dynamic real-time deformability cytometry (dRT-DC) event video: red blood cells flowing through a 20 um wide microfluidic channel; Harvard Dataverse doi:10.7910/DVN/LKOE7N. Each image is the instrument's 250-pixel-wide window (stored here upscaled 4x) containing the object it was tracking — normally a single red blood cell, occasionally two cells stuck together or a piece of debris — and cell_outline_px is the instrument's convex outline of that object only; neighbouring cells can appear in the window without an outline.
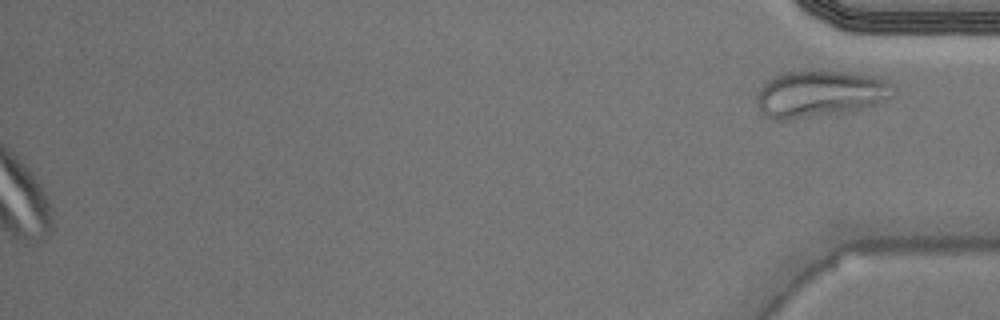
{"species": "Egyptian fruit bat (a non-hibernating species)", "species_latin": "Rousettus aegyptiacus", "temperature_condition": "warm", "stored_images_in_passage": 43, "camera_frame_rate_fps": 3000, "um_per_image_px": 0.085, "animal": {"sex": "male"}, "frame": {"image": 1, "passage_image": 43, "time_ms": 14.0, "image_size_px": [1000, 320], "cell_outline_px": [[892, 84], [876, 104], [852, 112], [788, 120], [776, 120], [764, 116], [760, 112], [756, 104], [756, 92], [772, 76], [784, 72], [808, 68], [844, 72], [872, 76], [884, 80]], "centroid_in_image_um": [69.5, 7.97], "position_along_channel_um": 365.7, "area_um2": 37.34}}